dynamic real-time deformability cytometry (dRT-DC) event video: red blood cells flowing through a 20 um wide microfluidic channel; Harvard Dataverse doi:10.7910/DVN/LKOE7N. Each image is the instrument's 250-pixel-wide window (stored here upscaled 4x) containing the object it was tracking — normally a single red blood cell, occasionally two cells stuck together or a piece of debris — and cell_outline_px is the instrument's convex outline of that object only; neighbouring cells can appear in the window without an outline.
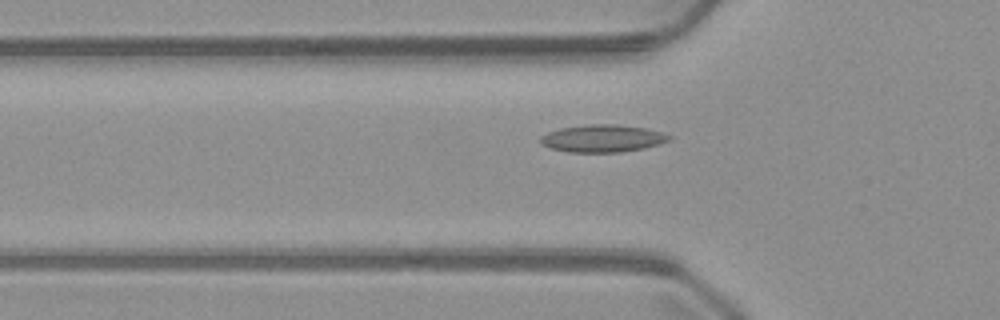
{"species": "common noctule bat (a hibernating species)", "species_latin": "Nyctalus noctula", "temperature_condition": "warm", "stored_images_in_passage": 41, "camera_frame_rate_fps": 3000, "um_per_image_px": 0.085, "animal": {"sex": "male", "body_mass_g": 23.1, "forearm_length_mm": 52.7}, "frame": {"image": 1, "passage_image": 14, "time_ms": 4.333, "image_size_px": [1000, 320], "cell_outline_px": [[672, 140], [644, 148], [620, 152], [568, 152], [552, 148], [540, 144], [540, 136], [548, 132], [560, 128], [584, 124], [616, 124], [644, 128], [660, 132], [672, 136]], "centroid_in_image_um": [51.2, 11.76], "position_along_channel_um": 74.6, "area_um2": 20.58}}
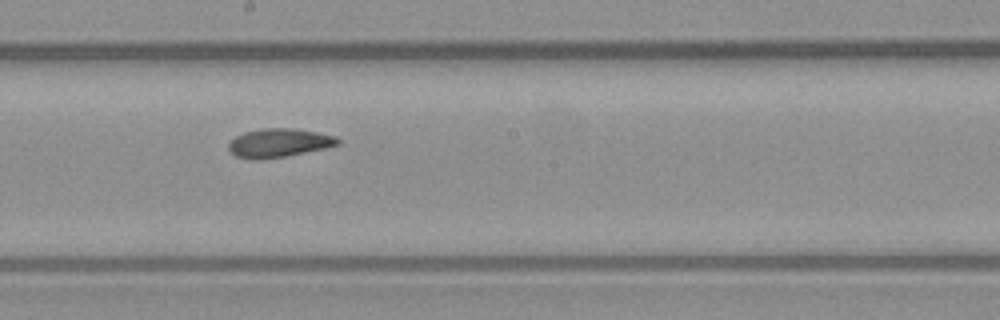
{"frame": {"image": 2, "passage_image": 25, "time_ms": 8.0, "image_size_px": [1000, 320], "cell_outline_px": [[340, 144], [324, 148], [284, 156], [260, 160], [252, 160], [236, 156], [228, 148], [228, 144], [236, 136], [244, 132], [264, 128], [292, 128], [316, 132], [336, 136], [340, 140]], "centroid_in_image_um": [23.69, 12.14], "position_along_channel_um": 224.5, "area_um2": 18.09}}
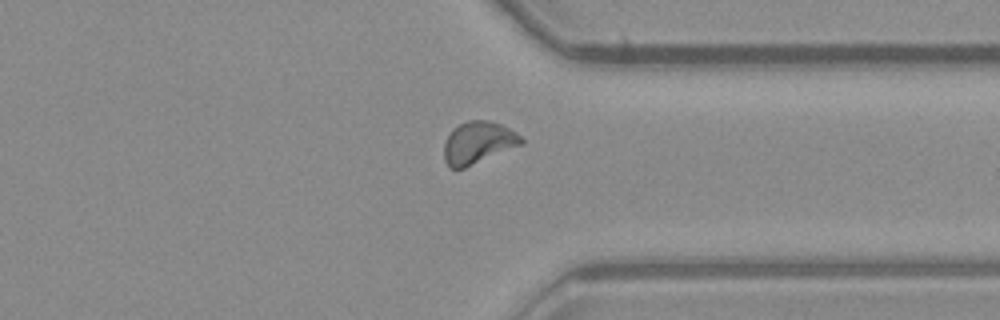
{"frame": {"image": 3, "passage_image": 36, "time_ms": 11.667, "image_size_px": [1000, 320], "cell_outline_px": [[524, 144], [464, 168], [448, 168], [444, 160], [444, 144], [452, 128], [468, 120], [488, 120], [500, 124], [516, 132], [524, 140]], "centroid_in_image_um": [40.64, 12.13], "position_along_channel_um": 370.8, "area_um2": 19.02}}